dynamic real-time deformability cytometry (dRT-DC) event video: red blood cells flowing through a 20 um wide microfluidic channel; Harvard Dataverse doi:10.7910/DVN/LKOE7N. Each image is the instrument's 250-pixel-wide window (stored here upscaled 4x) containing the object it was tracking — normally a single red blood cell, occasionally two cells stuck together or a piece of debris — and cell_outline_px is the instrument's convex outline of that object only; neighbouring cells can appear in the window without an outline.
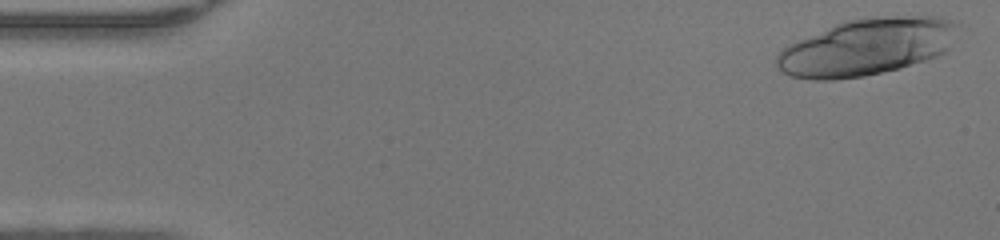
{"species": "human", "species_latin": "Homo sapiens", "temperature_condition": "warm", "stored_images_in_passage": 34, "camera_frame_rate_fps": 3000, "um_per_image_px": 0.085, "donor": {"sex": "female"}, "frame": {"image": 1, "passage_image": 1, "time_ms": 0.0, "image_size_px": [1000, 240], "cell_outline_px": [[960, 24], [952, 48], [936, 56], [900, 68], [864, 76], [832, 80], [812, 80], [792, 76], [780, 72], [776, 64], [776, 56], [788, 44], [844, 20], [872, 16], [940, 16], [960, 20]], "centroid_in_image_um": [73.74, 3.97], "position_along_channel_um": 11.3, "area_um2": 60.81}}
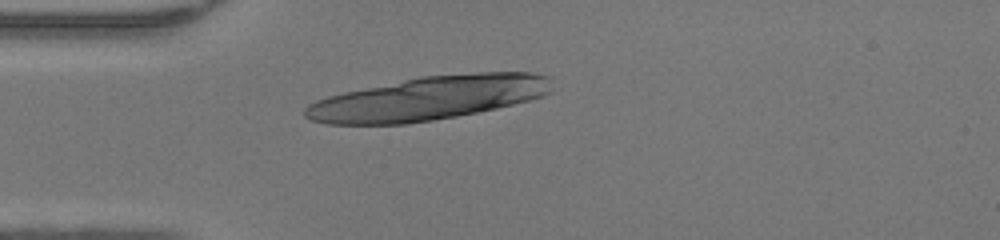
{"frame": {"image": 2, "passage_image": 12, "time_ms": 3.667, "image_size_px": [1000, 240], "cell_outline_px": [[552, 88], [544, 96], [496, 108], [456, 116], [408, 124], [324, 124], [308, 120], [304, 116], [304, 108], [308, 104], [316, 100], [328, 96], [344, 92], [420, 76], [476, 72], [532, 72], [548, 76]], "centroid_in_image_um": [36.38, 8.35], "position_along_channel_um": 48.6, "area_um2": 63.0}}